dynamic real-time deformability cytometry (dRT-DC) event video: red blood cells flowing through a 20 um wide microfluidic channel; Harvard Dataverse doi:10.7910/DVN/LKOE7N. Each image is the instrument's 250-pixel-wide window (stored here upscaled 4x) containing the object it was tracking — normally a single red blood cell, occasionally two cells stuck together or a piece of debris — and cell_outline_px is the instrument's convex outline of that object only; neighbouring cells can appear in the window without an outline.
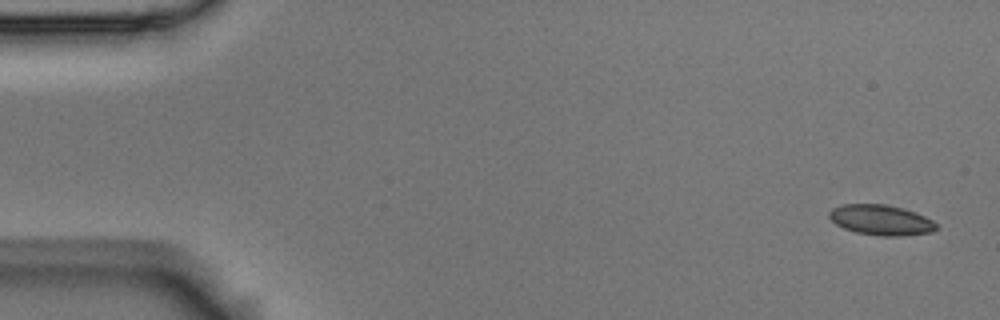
{"species": "Egyptian fruit bat (a non-hibernating species)", "species_latin": "Rousettus aegyptiacus", "temperature_condition": "room temperature", "stored_images_in_passage": 5, "segment_of_instrument_passage": [1, 2], "camera_frame_rate_fps": 3000, "um_per_image_px": 0.085, "animal": {"sex": "male"}, "frame": {"image": 1, "passage_image": 1, "time_ms": 0.0, "image_size_px": [1000, 320], "cell_outline_px": [[936, 228], [932, 232], [900, 236], [884, 236], [856, 232], [844, 228], [836, 224], [828, 216], [828, 212], [832, 208], [840, 204], [884, 204], [900, 208], [924, 216], [932, 220], [936, 224]], "centroid_in_image_um": [74.83, 18.7], "position_along_channel_um": 10.2, "area_um2": 18.67}}
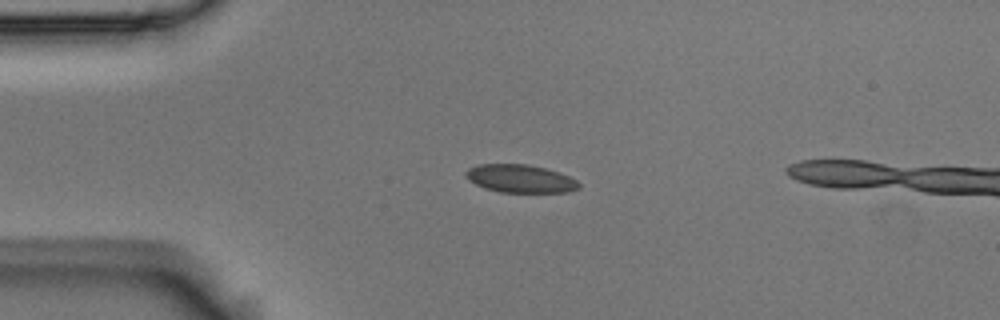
{"frame": {"image": 2, "passage_image": 4, "time_ms": 1.0, "image_size_px": [1000, 320], "cell_outline_px": [[580, 188], [568, 192], [500, 192], [484, 188], [468, 180], [464, 176], [464, 172], [468, 168], [476, 164], [528, 164], [560, 172], [576, 180], [580, 184]], "centroid_in_image_um": [44.19, 15.18], "position_along_channel_um": 40.8, "area_um2": 18.61}}